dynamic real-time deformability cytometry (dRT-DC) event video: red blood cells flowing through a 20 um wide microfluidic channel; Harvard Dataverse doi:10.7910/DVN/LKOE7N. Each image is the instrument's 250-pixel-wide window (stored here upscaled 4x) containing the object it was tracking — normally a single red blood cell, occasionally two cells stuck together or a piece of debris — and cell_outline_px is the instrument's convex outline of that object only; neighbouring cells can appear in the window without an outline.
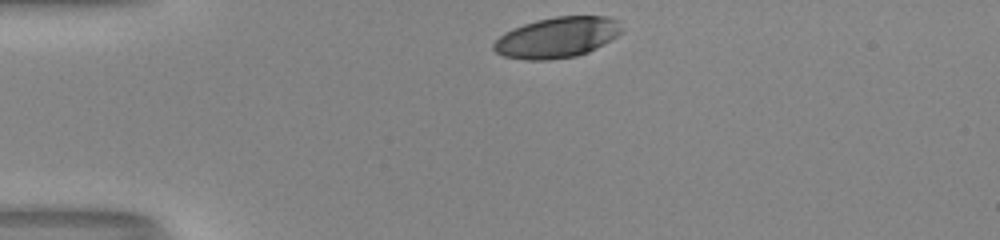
{"species": "human", "species_latin": "Homo sapiens", "temperature_condition": "room temperature", "stored_images_in_passage": 31, "camera_frame_rate_fps": 3000, "um_per_image_px": 0.085, "donor": {"sex": "male"}, "frame": {"image": 1, "passage_image": 1, "time_ms": 0.0, "image_size_px": [1000, 240], "cell_outline_px": [[624, 28], [616, 36], [604, 44], [588, 52], [576, 56], [548, 60], [524, 60], [504, 56], [496, 52], [492, 48], [492, 44], [504, 32], [512, 28], [536, 20], [556, 16], [608, 16], [616, 20]], "centroid_in_image_um": [47.33, 3.18], "position_along_channel_um": 37.7, "area_um2": 30.4}}
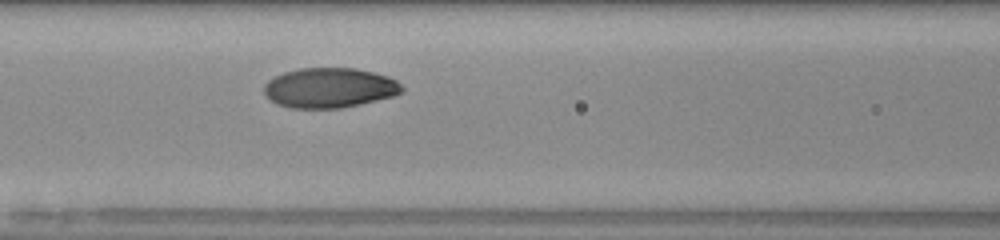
{"frame": {"image": 2, "passage_image": 12, "time_ms": 3.667, "image_size_px": [1000, 240], "cell_outline_px": [[404, 92], [392, 96], [360, 104], [340, 108], [288, 108], [272, 100], [264, 92], [264, 84], [268, 80], [284, 72], [300, 68], [356, 68], [388, 76], [396, 80], [404, 88]], "centroid_in_image_um": [28.03, 7.46], "position_along_channel_um": 138.6, "area_um2": 31.96}}
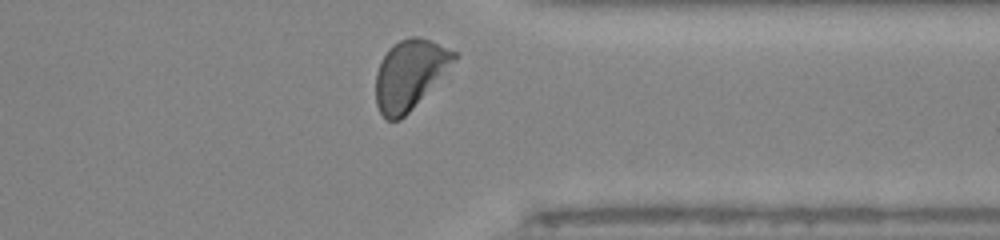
{"frame": {"image": 3, "passage_image": 30, "time_ms": 9.667, "image_size_px": [1000, 240], "cell_outline_px": [[456, 60], [412, 108], [400, 120], [388, 120], [380, 112], [376, 104], [376, 72], [388, 48], [400, 40], [412, 36], [416, 36], [428, 40], [456, 52]], "centroid_in_image_um": [34.79, 6.32], "position_along_channel_um": 376.6, "area_um2": 30.87}, "authors_computed_cell_mechanics": {"area_um2": 31.9634, "velocity_mm_per_s": 4.0199, "shape_relaxation_time_tau1_ms": 2.4175, "shape_relaxation_time_tau2_ms": null, "deformation_change_tau1": 0.125, "deformation_change_tau2": null}}